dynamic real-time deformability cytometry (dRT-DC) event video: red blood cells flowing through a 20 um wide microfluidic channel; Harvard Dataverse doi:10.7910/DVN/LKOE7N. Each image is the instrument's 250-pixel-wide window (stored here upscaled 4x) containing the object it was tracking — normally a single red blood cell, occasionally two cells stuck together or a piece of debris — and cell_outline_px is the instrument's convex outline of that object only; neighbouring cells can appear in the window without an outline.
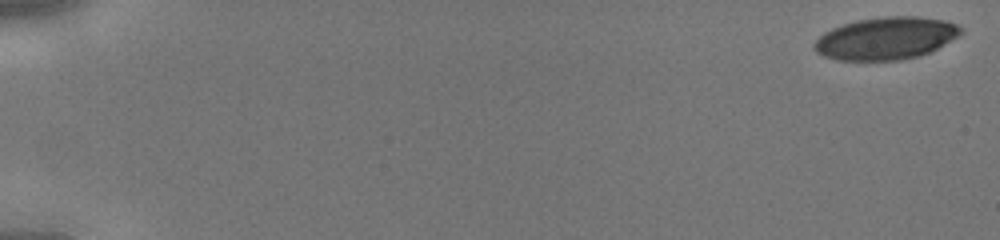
{"species": "human", "species_latin": "Homo sapiens", "temperature_condition": "cold", "stored_images_in_passage": 45, "camera_frame_rate_fps": 3000, "um_per_image_px": 0.085, "donor": {"sex": "male"}, "frame": {"image": 1, "passage_image": 1, "time_ms": 0.0, "image_size_px": [1000, 240], "cell_outline_px": [[964, 32], [936, 48], [928, 52], [916, 56], [900, 60], [836, 60], [824, 56], [816, 52], [812, 48], [812, 44], [824, 32], [832, 28], [844, 24], [860, 20], [888, 16], [916, 16], [944, 20], [956, 24]], "centroid_in_image_um": [75.26, 3.26], "position_along_channel_um": 9.7, "area_um2": 35.84}}
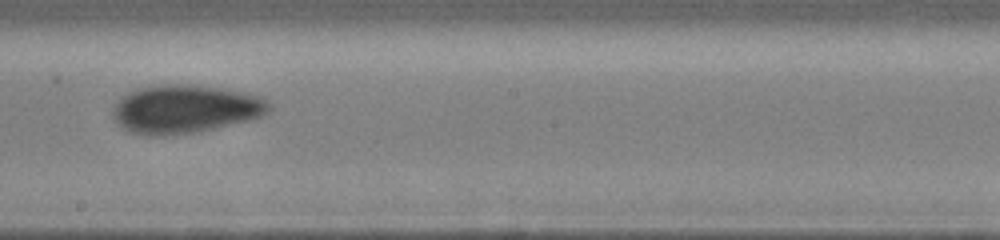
{"frame": {"image": 2, "passage_image": 27, "time_ms": 8.667, "image_size_px": [1000, 240], "cell_outline_px": [[272, 108], [268, 112], [260, 116], [248, 120], [196, 132], [164, 136], [148, 136], [132, 132], [116, 124], [112, 116], [112, 112], [120, 96], [128, 92], [152, 84], [188, 84], [228, 88], [260, 96], [268, 100], [272, 104]], "centroid_in_image_um": [15.73, 9.25], "position_along_channel_um": 232.5, "area_um2": 44.51}}
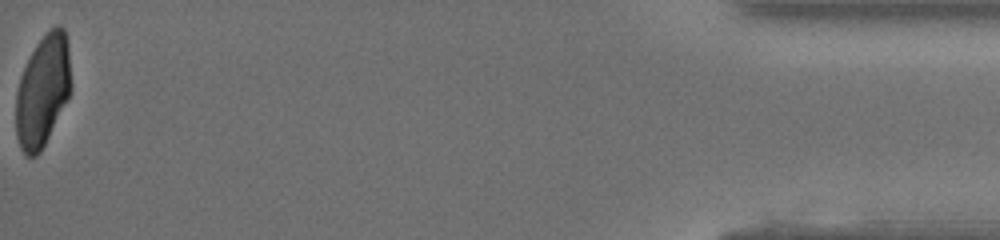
{"frame": {"image": 3, "passage_image": 45, "time_ms": 14.667, "image_size_px": [1000, 240], "cell_outline_px": [[72, 88], [40, 152], [36, 156], [28, 156], [20, 148], [16, 136], [16, 92], [20, 76], [36, 44], [48, 28], [56, 24], [60, 24], [64, 28], [68, 44], [72, 84]], "centroid_in_image_um": [3.64, 7.65], "position_along_channel_um": 431.6, "area_um2": 35.78}}